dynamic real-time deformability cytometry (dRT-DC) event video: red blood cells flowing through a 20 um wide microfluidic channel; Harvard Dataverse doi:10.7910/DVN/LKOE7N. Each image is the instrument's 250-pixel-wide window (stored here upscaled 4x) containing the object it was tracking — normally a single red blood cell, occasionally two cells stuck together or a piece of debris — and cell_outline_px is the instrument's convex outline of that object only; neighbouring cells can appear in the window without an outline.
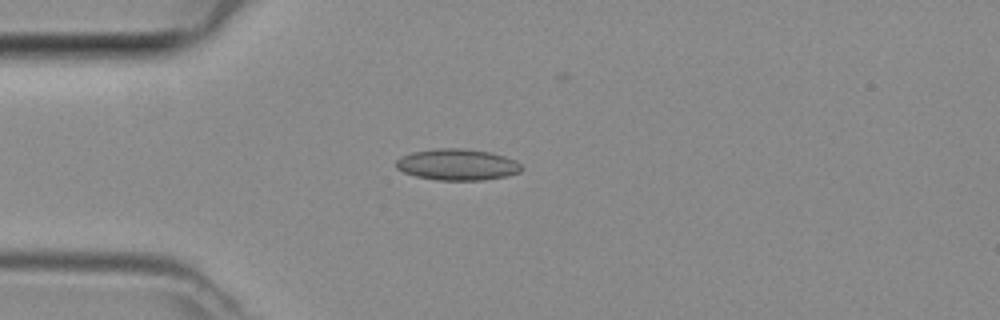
{"species": "common noctule bat (a hibernating species)", "species_latin": "Nyctalus noctula", "temperature_condition": "room temperature", "stored_images_in_passage": 4, "camera_frame_rate_fps": 3000, "um_per_image_px": 0.085, "animal": {"sex": "female", "body_mass_g": 29.2, "forearm_length_mm": 56.3}, "frame": {"image": 1, "passage_image": 3, "time_ms": 0.667, "image_size_px": [1000, 320], "cell_outline_px": [[524, 168], [520, 172], [508, 176], [484, 180], [436, 180], [416, 176], [404, 172], [396, 168], [396, 160], [400, 156], [412, 152], [436, 148], [464, 148], [492, 152], [516, 160]], "centroid_in_image_um": [38.89, 13.98], "position_along_channel_um": 46.1, "area_um2": 23.18}}